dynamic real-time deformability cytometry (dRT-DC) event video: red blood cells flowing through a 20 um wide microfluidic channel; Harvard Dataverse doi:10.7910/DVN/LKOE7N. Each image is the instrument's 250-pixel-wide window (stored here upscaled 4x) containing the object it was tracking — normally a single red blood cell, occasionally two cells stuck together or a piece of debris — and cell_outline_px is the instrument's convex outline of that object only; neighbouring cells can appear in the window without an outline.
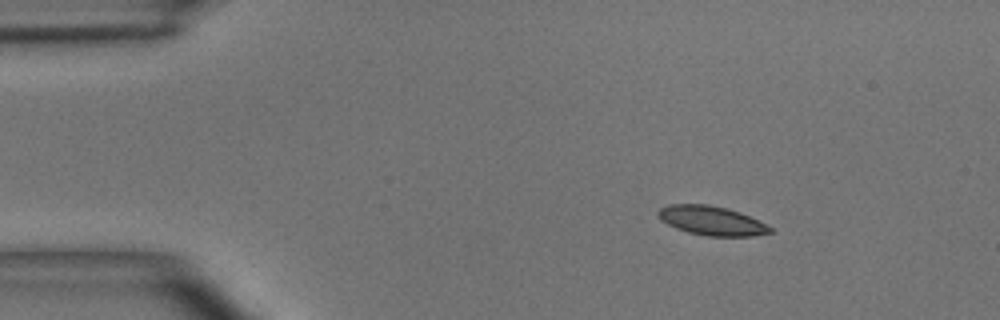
{"species": "common noctule bat (a hibernating species)", "species_latin": "Nyctalus noctula", "temperature_condition": "room temperature", "stored_images_in_passage": 4, "camera_frame_rate_fps": 3000, "um_per_image_px": 0.085, "animal": {"sex": "male", "body_mass_g": 15.6}, "frame": {"image": 1, "passage_image": 2, "time_ms": 1.0, "image_size_px": [1000, 320], "cell_outline_px": [[772, 232], [752, 236], [708, 236], [688, 232], [676, 228], [660, 220], [656, 216], [656, 212], [660, 208], [668, 204], [708, 204], [740, 212], [772, 228]], "centroid_in_image_um": [60.41, 18.75], "position_along_channel_um": 24.6, "area_um2": 18.9}}